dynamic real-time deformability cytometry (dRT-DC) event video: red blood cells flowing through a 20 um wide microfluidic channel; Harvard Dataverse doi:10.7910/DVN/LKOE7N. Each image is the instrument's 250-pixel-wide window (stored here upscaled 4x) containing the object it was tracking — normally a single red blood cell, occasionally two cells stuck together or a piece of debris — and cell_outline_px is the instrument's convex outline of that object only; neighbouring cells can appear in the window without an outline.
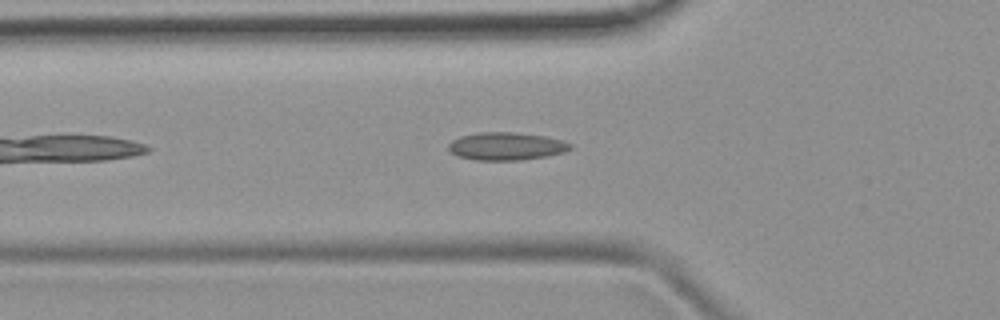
{"species": "common noctule bat (a hibernating species)", "species_latin": "Nyctalus noctula", "temperature_condition": "room temperature", "stored_images_in_passage": 23, "camera_frame_rate_fps": 3000, "um_per_image_px": 0.085, "animal": {"sex": "female", "body_mass_g": 19.9}, "frame": {"image": 1, "passage_image": 6, "time_ms": 1.667, "image_size_px": [1000, 320], "cell_outline_px": [[572, 148], [564, 152], [548, 156], [520, 160], [476, 160], [460, 156], [452, 152], [448, 148], [448, 144], [452, 140], [460, 136], [476, 132], [516, 132], [544, 136], [560, 140], [572, 144]], "centroid_in_image_um": [43.03, 12.42], "position_along_channel_um": 82.8, "area_um2": 19.71}}
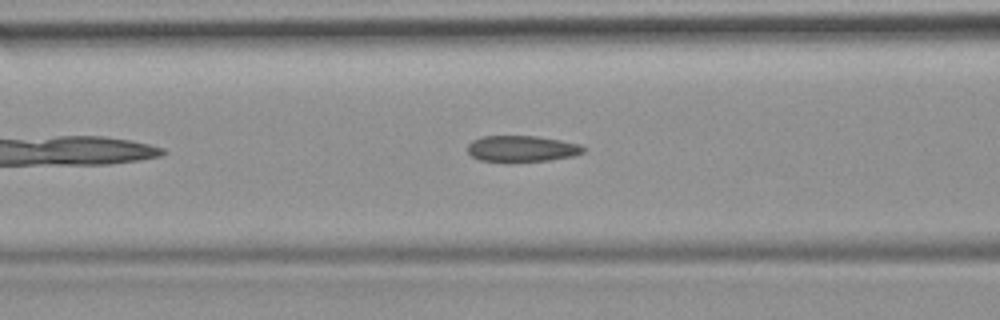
{"frame": {"image": 2, "passage_image": 9, "time_ms": 2.667, "image_size_px": [1000, 320], "cell_outline_px": [[588, 148], [584, 152], [572, 156], [548, 160], [512, 164], [508, 164], [480, 160], [472, 156], [468, 152], [468, 144], [472, 140], [480, 136], [536, 136], [560, 140], [580, 144]], "centroid_in_image_um": [44.34, 12.67], "position_along_channel_um": 122.3, "area_um2": 18.32}}
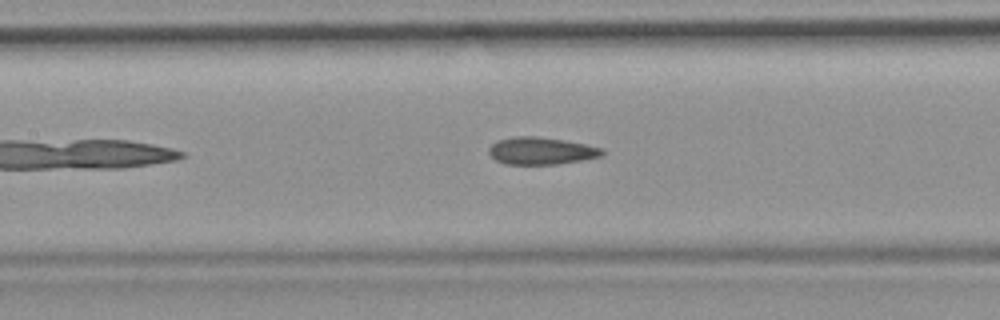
{"frame": {"image": 3, "passage_image": 12, "time_ms": 3.667, "image_size_px": [1000, 320], "cell_outline_px": [[604, 156], [556, 164], [504, 164], [496, 160], [488, 152], [488, 148], [496, 140], [512, 136], [536, 136], [564, 140], [604, 148]], "centroid_in_image_um": [45.98, 12.81], "position_along_channel_um": 161.4, "area_um2": 18.09}}